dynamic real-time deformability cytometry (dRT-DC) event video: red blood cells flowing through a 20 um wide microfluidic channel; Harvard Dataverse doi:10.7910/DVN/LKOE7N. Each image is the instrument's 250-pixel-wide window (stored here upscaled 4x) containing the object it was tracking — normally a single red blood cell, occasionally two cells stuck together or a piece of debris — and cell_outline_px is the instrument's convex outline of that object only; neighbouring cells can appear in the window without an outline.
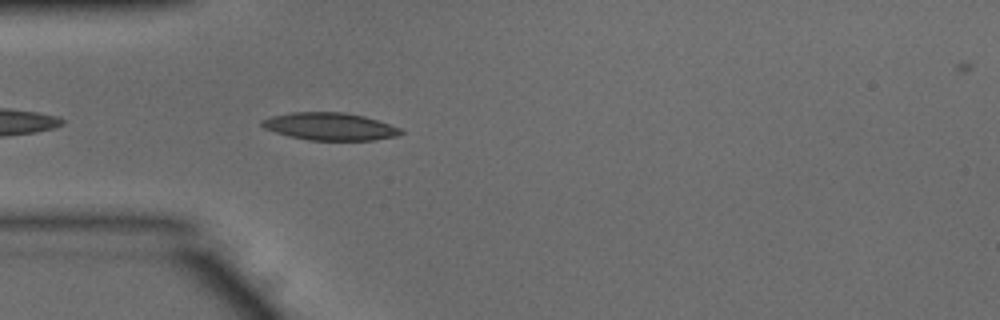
{"species": "common noctule bat (a hibernating species)", "species_latin": "Nyctalus noctula", "temperature_condition": "warm", "stored_images_in_passage": 12, "camera_frame_rate_fps": 3000, "um_per_image_px": 0.085, "animal": {"sex": "male", "body_mass_g": 15.6}, "frame": {"image": 1, "passage_image": 4, "time_ms": 1.0, "image_size_px": [1000, 320], "cell_outline_px": [[404, 132], [396, 136], [376, 140], [308, 140], [288, 136], [264, 128], [260, 124], [260, 120], [272, 116], [292, 112], [344, 112], [364, 116], [400, 128]], "centroid_in_image_um": [28.01, 10.75], "position_along_channel_um": 57.0, "area_um2": 22.2}}